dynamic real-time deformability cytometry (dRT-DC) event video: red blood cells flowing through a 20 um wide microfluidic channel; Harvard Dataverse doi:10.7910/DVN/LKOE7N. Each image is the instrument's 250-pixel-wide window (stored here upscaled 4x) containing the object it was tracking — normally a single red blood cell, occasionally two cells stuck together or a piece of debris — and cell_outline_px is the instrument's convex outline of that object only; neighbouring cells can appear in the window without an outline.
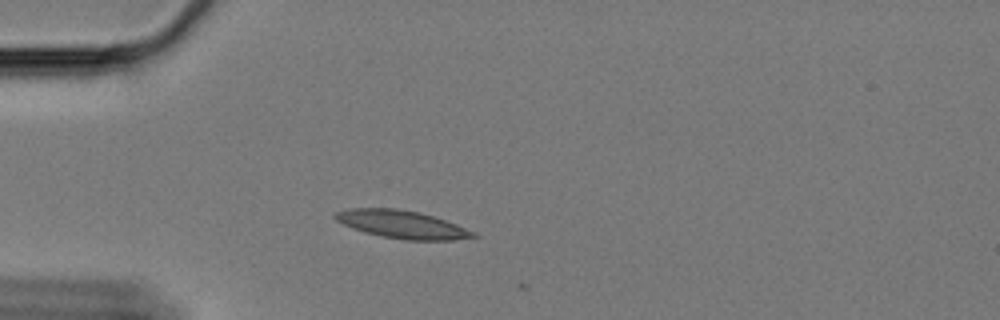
{"species": "Egyptian fruit bat (a non-hibernating species)", "species_latin": "Rousettus aegyptiacus", "temperature_condition": "cold", "stored_images_in_passage": 2, "camera_frame_rate_fps": 3000, "um_per_image_px": 0.085, "animal": {"sex": "female"}, "frame": {"image": 1, "passage_image": 1, "time_ms": 0.0, "image_size_px": [1000, 320], "cell_outline_px": [[480, 236], [456, 240], [404, 240], [380, 236], [364, 232], [352, 228], [336, 220], [332, 216], [336, 212], [348, 208], [396, 208], [420, 212], [456, 224], [476, 232]], "centroid_in_image_um": [34.17, 19.08], "position_along_channel_um": 50.8, "area_um2": 22.54}}